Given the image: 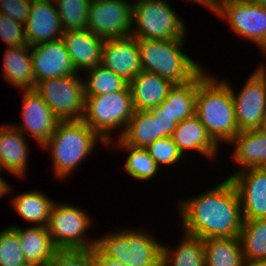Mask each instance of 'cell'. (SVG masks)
Listing matches in <instances>:
<instances>
[{
    "label": "cell",
    "mask_w": 266,
    "mask_h": 266,
    "mask_svg": "<svg viewBox=\"0 0 266 266\" xmlns=\"http://www.w3.org/2000/svg\"><path fill=\"white\" fill-rule=\"evenodd\" d=\"M202 192L177 201L182 232L203 240L239 237L243 217L239 196L230 178Z\"/></svg>",
    "instance_id": "cell-1"
},
{
    "label": "cell",
    "mask_w": 266,
    "mask_h": 266,
    "mask_svg": "<svg viewBox=\"0 0 266 266\" xmlns=\"http://www.w3.org/2000/svg\"><path fill=\"white\" fill-rule=\"evenodd\" d=\"M214 76L206 69L198 74L195 115L213 140L222 146L223 143L228 144L240 131L231 89L223 78Z\"/></svg>",
    "instance_id": "cell-2"
},
{
    "label": "cell",
    "mask_w": 266,
    "mask_h": 266,
    "mask_svg": "<svg viewBox=\"0 0 266 266\" xmlns=\"http://www.w3.org/2000/svg\"><path fill=\"white\" fill-rule=\"evenodd\" d=\"M99 143L108 148V144L82 119L60 120L41 148L50 153L55 178L65 181L82 161L91 157Z\"/></svg>",
    "instance_id": "cell-3"
},
{
    "label": "cell",
    "mask_w": 266,
    "mask_h": 266,
    "mask_svg": "<svg viewBox=\"0 0 266 266\" xmlns=\"http://www.w3.org/2000/svg\"><path fill=\"white\" fill-rule=\"evenodd\" d=\"M137 43L142 70L173 84L187 83L204 69L184 52L185 39H137Z\"/></svg>",
    "instance_id": "cell-4"
},
{
    "label": "cell",
    "mask_w": 266,
    "mask_h": 266,
    "mask_svg": "<svg viewBox=\"0 0 266 266\" xmlns=\"http://www.w3.org/2000/svg\"><path fill=\"white\" fill-rule=\"evenodd\" d=\"M118 229L97 238L96 246L127 266H161L162 245L146 229ZM156 239V240H155Z\"/></svg>",
    "instance_id": "cell-5"
},
{
    "label": "cell",
    "mask_w": 266,
    "mask_h": 266,
    "mask_svg": "<svg viewBox=\"0 0 266 266\" xmlns=\"http://www.w3.org/2000/svg\"><path fill=\"white\" fill-rule=\"evenodd\" d=\"M134 111L127 85L123 90L113 93L86 96L82 120L109 144L114 139L113 133L118 131V138L122 135Z\"/></svg>",
    "instance_id": "cell-6"
},
{
    "label": "cell",
    "mask_w": 266,
    "mask_h": 266,
    "mask_svg": "<svg viewBox=\"0 0 266 266\" xmlns=\"http://www.w3.org/2000/svg\"><path fill=\"white\" fill-rule=\"evenodd\" d=\"M168 1H133L130 36L137 39H186L185 22Z\"/></svg>",
    "instance_id": "cell-7"
},
{
    "label": "cell",
    "mask_w": 266,
    "mask_h": 266,
    "mask_svg": "<svg viewBox=\"0 0 266 266\" xmlns=\"http://www.w3.org/2000/svg\"><path fill=\"white\" fill-rule=\"evenodd\" d=\"M90 213L67 202H55L51 208L47 230L58 249H92L97 239L86 237L94 225Z\"/></svg>",
    "instance_id": "cell-8"
},
{
    "label": "cell",
    "mask_w": 266,
    "mask_h": 266,
    "mask_svg": "<svg viewBox=\"0 0 266 266\" xmlns=\"http://www.w3.org/2000/svg\"><path fill=\"white\" fill-rule=\"evenodd\" d=\"M80 74L40 81L35 91L59 120H79L85 111V83Z\"/></svg>",
    "instance_id": "cell-9"
},
{
    "label": "cell",
    "mask_w": 266,
    "mask_h": 266,
    "mask_svg": "<svg viewBox=\"0 0 266 266\" xmlns=\"http://www.w3.org/2000/svg\"><path fill=\"white\" fill-rule=\"evenodd\" d=\"M226 21L229 30L262 49L266 46V7L247 0H228L214 12Z\"/></svg>",
    "instance_id": "cell-10"
},
{
    "label": "cell",
    "mask_w": 266,
    "mask_h": 266,
    "mask_svg": "<svg viewBox=\"0 0 266 266\" xmlns=\"http://www.w3.org/2000/svg\"><path fill=\"white\" fill-rule=\"evenodd\" d=\"M223 80L231 89L239 131L262 129L266 116L265 77L255 68L239 92L236 91V93L231 87L230 80L227 78Z\"/></svg>",
    "instance_id": "cell-11"
},
{
    "label": "cell",
    "mask_w": 266,
    "mask_h": 266,
    "mask_svg": "<svg viewBox=\"0 0 266 266\" xmlns=\"http://www.w3.org/2000/svg\"><path fill=\"white\" fill-rule=\"evenodd\" d=\"M132 17V1L92 0L87 29L104 39L126 38L131 35Z\"/></svg>",
    "instance_id": "cell-12"
},
{
    "label": "cell",
    "mask_w": 266,
    "mask_h": 266,
    "mask_svg": "<svg viewBox=\"0 0 266 266\" xmlns=\"http://www.w3.org/2000/svg\"><path fill=\"white\" fill-rule=\"evenodd\" d=\"M22 93L21 122L12 124L24 136L29 135L40 146L50 138L56 129L59 118L52 112L47 103L34 90H19Z\"/></svg>",
    "instance_id": "cell-13"
},
{
    "label": "cell",
    "mask_w": 266,
    "mask_h": 266,
    "mask_svg": "<svg viewBox=\"0 0 266 266\" xmlns=\"http://www.w3.org/2000/svg\"><path fill=\"white\" fill-rule=\"evenodd\" d=\"M230 180L239 196L243 220L266 218V167L232 172Z\"/></svg>",
    "instance_id": "cell-14"
},
{
    "label": "cell",
    "mask_w": 266,
    "mask_h": 266,
    "mask_svg": "<svg viewBox=\"0 0 266 266\" xmlns=\"http://www.w3.org/2000/svg\"><path fill=\"white\" fill-rule=\"evenodd\" d=\"M35 86L38 82L78 74L62 39L30 46Z\"/></svg>",
    "instance_id": "cell-15"
},
{
    "label": "cell",
    "mask_w": 266,
    "mask_h": 266,
    "mask_svg": "<svg viewBox=\"0 0 266 266\" xmlns=\"http://www.w3.org/2000/svg\"><path fill=\"white\" fill-rule=\"evenodd\" d=\"M101 64L129 83L142 71L137 38L105 39Z\"/></svg>",
    "instance_id": "cell-16"
},
{
    "label": "cell",
    "mask_w": 266,
    "mask_h": 266,
    "mask_svg": "<svg viewBox=\"0 0 266 266\" xmlns=\"http://www.w3.org/2000/svg\"><path fill=\"white\" fill-rule=\"evenodd\" d=\"M64 34L56 5L32 0L25 24V35L29 46L62 39Z\"/></svg>",
    "instance_id": "cell-17"
},
{
    "label": "cell",
    "mask_w": 266,
    "mask_h": 266,
    "mask_svg": "<svg viewBox=\"0 0 266 266\" xmlns=\"http://www.w3.org/2000/svg\"><path fill=\"white\" fill-rule=\"evenodd\" d=\"M29 144L26 137L12 123L0 124V169L26 179L29 164Z\"/></svg>",
    "instance_id": "cell-18"
},
{
    "label": "cell",
    "mask_w": 266,
    "mask_h": 266,
    "mask_svg": "<svg viewBox=\"0 0 266 266\" xmlns=\"http://www.w3.org/2000/svg\"><path fill=\"white\" fill-rule=\"evenodd\" d=\"M62 40L77 73H82L101 64L104 38L88 29L64 32Z\"/></svg>",
    "instance_id": "cell-19"
},
{
    "label": "cell",
    "mask_w": 266,
    "mask_h": 266,
    "mask_svg": "<svg viewBox=\"0 0 266 266\" xmlns=\"http://www.w3.org/2000/svg\"><path fill=\"white\" fill-rule=\"evenodd\" d=\"M172 138L183 156L187 155V151H195L212 160L220 153V146L208 134L195 114L177 124Z\"/></svg>",
    "instance_id": "cell-20"
},
{
    "label": "cell",
    "mask_w": 266,
    "mask_h": 266,
    "mask_svg": "<svg viewBox=\"0 0 266 266\" xmlns=\"http://www.w3.org/2000/svg\"><path fill=\"white\" fill-rule=\"evenodd\" d=\"M228 145L233 148L232 161L237 167L240 166L234 172L246 168L266 167V131L263 129L240 131Z\"/></svg>",
    "instance_id": "cell-21"
},
{
    "label": "cell",
    "mask_w": 266,
    "mask_h": 266,
    "mask_svg": "<svg viewBox=\"0 0 266 266\" xmlns=\"http://www.w3.org/2000/svg\"><path fill=\"white\" fill-rule=\"evenodd\" d=\"M173 85L168 79L142 70L128 83L134 109L150 110L158 107Z\"/></svg>",
    "instance_id": "cell-22"
},
{
    "label": "cell",
    "mask_w": 266,
    "mask_h": 266,
    "mask_svg": "<svg viewBox=\"0 0 266 266\" xmlns=\"http://www.w3.org/2000/svg\"><path fill=\"white\" fill-rule=\"evenodd\" d=\"M2 77L14 89H35L30 46L6 47L3 55Z\"/></svg>",
    "instance_id": "cell-23"
},
{
    "label": "cell",
    "mask_w": 266,
    "mask_h": 266,
    "mask_svg": "<svg viewBox=\"0 0 266 266\" xmlns=\"http://www.w3.org/2000/svg\"><path fill=\"white\" fill-rule=\"evenodd\" d=\"M20 239L21 249L27 263L46 266L58 248L53 244L46 226H28L25 229L10 225Z\"/></svg>",
    "instance_id": "cell-24"
},
{
    "label": "cell",
    "mask_w": 266,
    "mask_h": 266,
    "mask_svg": "<svg viewBox=\"0 0 266 266\" xmlns=\"http://www.w3.org/2000/svg\"><path fill=\"white\" fill-rule=\"evenodd\" d=\"M13 210L31 226H47L54 200L41 189L30 190L12 196Z\"/></svg>",
    "instance_id": "cell-25"
},
{
    "label": "cell",
    "mask_w": 266,
    "mask_h": 266,
    "mask_svg": "<svg viewBox=\"0 0 266 266\" xmlns=\"http://www.w3.org/2000/svg\"><path fill=\"white\" fill-rule=\"evenodd\" d=\"M177 246L162 245L161 266H205V248L202 238L182 232Z\"/></svg>",
    "instance_id": "cell-26"
},
{
    "label": "cell",
    "mask_w": 266,
    "mask_h": 266,
    "mask_svg": "<svg viewBox=\"0 0 266 266\" xmlns=\"http://www.w3.org/2000/svg\"><path fill=\"white\" fill-rule=\"evenodd\" d=\"M197 90L198 75L187 83L174 84L158 107L180 123L195 114Z\"/></svg>",
    "instance_id": "cell-27"
},
{
    "label": "cell",
    "mask_w": 266,
    "mask_h": 266,
    "mask_svg": "<svg viewBox=\"0 0 266 266\" xmlns=\"http://www.w3.org/2000/svg\"><path fill=\"white\" fill-rule=\"evenodd\" d=\"M205 266H243L245 258L239 237L204 239Z\"/></svg>",
    "instance_id": "cell-28"
},
{
    "label": "cell",
    "mask_w": 266,
    "mask_h": 266,
    "mask_svg": "<svg viewBox=\"0 0 266 266\" xmlns=\"http://www.w3.org/2000/svg\"><path fill=\"white\" fill-rule=\"evenodd\" d=\"M119 139L125 145L147 148L159 139L157 117H153L148 110H135Z\"/></svg>",
    "instance_id": "cell-29"
},
{
    "label": "cell",
    "mask_w": 266,
    "mask_h": 266,
    "mask_svg": "<svg viewBox=\"0 0 266 266\" xmlns=\"http://www.w3.org/2000/svg\"><path fill=\"white\" fill-rule=\"evenodd\" d=\"M112 140L108 144V149L114 147L125 150L129 153L126 161L123 164L125 172L133 179L140 181H150L161 172L156 162L150 157L146 148H137L130 145H125L119 138ZM116 143V145H115Z\"/></svg>",
    "instance_id": "cell-30"
},
{
    "label": "cell",
    "mask_w": 266,
    "mask_h": 266,
    "mask_svg": "<svg viewBox=\"0 0 266 266\" xmlns=\"http://www.w3.org/2000/svg\"><path fill=\"white\" fill-rule=\"evenodd\" d=\"M239 238L245 260L266 261V218L243 220Z\"/></svg>",
    "instance_id": "cell-31"
},
{
    "label": "cell",
    "mask_w": 266,
    "mask_h": 266,
    "mask_svg": "<svg viewBox=\"0 0 266 266\" xmlns=\"http://www.w3.org/2000/svg\"><path fill=\"white\" fill-rule=\"evenodd\" d=\"M85 96H96L123 90L128 82L102 64L85 71Z\"/></svg>",
    "instance_id": "cell-32"
},
{
    "label": "cell",
    "mask_w": 266,
    "mask_h": 266,
    "mask_svg": "<svg viewBox=\"0 0 266 266\" xmlns=\"http://www.w3.org/2000/svg\"><path fill=\"white\" fill-rule=\"evenodd\" d=\"M92 0H57L56 8L64 32L87 29L88 12Z\"/></svg>",
    "instance_id": "cell-33"
},
{
    "label": "cell",
    "mask_w": 266,
    "mask_h": 266,
    "mask_svg": "<svg viewBox=\"0 0 266 266\" xmlns=\"http://www.w3.org/2000/svg\"><path fill=\"white\" fill-rule=\"evenodd\" d=\"M26 263L17 233L7 226L0 232V266H21Z\"/></svg>",
    "instance_id": "cell-34"
},
{
    "label": "cell",
    "mask_w": 266,
    "mask_h": 266,
    "mask_svg": "<svg viewBox=\"0 0 266 266\" xmlns=\"http://www.w3.org/2000/svg\"><path fill=\"white\" fill-rule=\"evenodd\" d=\"M146 149L160 169L162 166L175 167L184 159L183 154L174 144L172 137L158 139L151 143Z\"/></svg>",
    "instance_id": "cell-35"
},
{
    "label": "cell",
    "mask_w": 266,
    "mask_h": 266,
    "mask_svg": "<svg viewBox=\"0 0 266 266\" xmlns=\"http://www.w3.org/2000/svg\"><path fill=\"white\" fill-rule=\"evenodd\" d=\"M0 38L5 43V47L28 44L25 35V25L2 13H0Z\"/></svg>",
    "instance_id": "cell-36"
},
{
    "label": "cell",
    "mask_w": 266,
    "mask_h": 266,
    "mask_svg": "<svg viewBox=\"0 0 266 266\" xmlns=\"http://www.w3.org/2000/svg\"><path fill=\"white\" fill-rule=\"evenodd\" d=\"M46 266H92V249H58Z\"/></svg>",
    "instance_id": "cell-37"
},
{
    "label": "cell",
    "mask_w": 266,
    "mask_h": 266,
    "mask_svg": "<svg viewBox=\"0 0 266 266\" xmlns=\"http://www.w3.org/2000/svg\"><path fill=\"white\" fill-rule=\"evenodd\" d=\"M32 0H0V13L26 24Z\"/></svg>",
    "instance_id": "cell-38"
},
{
    "label": "cell",
    "mask_w": 266,
    "mask_h": 266,
    "mask_svg": "<svg viewBox=\"0 0 266 266\" xmlns=\"http://www.w3.org/2000/svg\"><path fill=\"white\" fill-rule=\"evenodd\" d=\"M148 111L152 114L153 117H157L158 119L159 139L164 137H172L178 123L175 122L167 113L162 112L159 107H155Z\"/></svg>",
    "instance_id": "cell-39"
},
{
    "label": "cell",
    "mask_w": 266,
    "mask_h": 266,
    "mask_svg": "<svg viewBox=\"0 0 266 266\" xmlns=\"http://www.w3.org/2000/svg\"><path fill=\"white\" fill-rule=\"evenodd\" d=\"M92 266H127L117 259L106 256L97 246L92 248Z\"/></svg>",
    "instance_id": "cell-40"
},
{
    "label": "cell",
    "mask_w": 266,
    "mask_h": 266,
    "mask_svg": "<svg viewBox=\"0 0 266 266\" xmlns=\"http://www.w3.org/2000/svg\"><path fill=\"white\" fill-rule=\"evenodd\" d=\"M228 0H196V4L206 7L209 11L214 12L222 3Z\"/></svg>",
    "instance_id": "cell-41"
},
{
    "label": "cell",
    "mask_w": 266,
    "mask_h": 266,
    "mask_svg": "<svg viewBox=\"0 0 266 266\" xmlns=\"http://www.w3.org/2000/svg\"><path fill=\"white\" fill-rule=\"evenodd\" d=\"M3 174L4 173V171H2L1 169H0V174ZM12 186H11V184H9L8 182H7V180H5V179H3V177L0 175V199L2 198V197H4V196H7V195H9L11 192V190H12V188H11Z\"/></svg>",
    "instance_id": "cell-42"
},
{
    "label": "cell",
    "mask_w": 266,
    "mask_h": 266,
    "mask_svg": "<svg viewBox=\"0 0 266 266\" xmlns=\"http://www.w3.org/2000/svg\"><path fill=\"white\" fill-rule=\"evenodd\" d=\"M261 51V54L264 53V57H265V54H266V46L263 47L262 49H260ZM266 79V62L264 63H259V66H257L256 68Z\"/></svg>",
    "instance_id": "cell-43"
},
{
    "label": "cell",
    "mask_w": 266,
    "mask_h": 266,
    "mask_svg": "<svg viewBox=\"0 0 266 266\" xmlns=\"http://www.w3.org/2000/svg\"><path fill=\"white\" fill-rule=\"evenodd\" d=\"M243 266H266L265 260H245Z\"/></svg>",
    "instance_id": "cell-44"
},
{
    "label": "cell",
    "mask_w": 266,
    "mask_h": 266,
    "mask_svg": "<svg viewBox=\"0 0 266 266\" xmlns=\"http://www.w3.org/2000/svg\"><path fill=\"white\" fill-rule=\"evenodd\" d=\"M250 3L259 4L266 7V0H247Z\"/></svg>",
    "instance_id": "cell-45"
},
{
    "label": "cell",
    "mask_w": 266,
    "mask_h": 266,
    "mask_svg": "<svg viewBox=\"0 0 266 266\" xmlns=\"http://www.w3.org/2000/svg\"><path fill=\"white\" fill-rule=\"evenodd\" d=\"M37 1L47 2V3H51V4H56L57 3V0H37Z\"/></svg>",
    "instance_id": "cell-46"
},
{
    "label": "cell",
    "mask_w": 266,
    "mask_h": 266,
    "mask_svg": "<svg viewBox=\"0 0 266 266\" xmlns=\"http://www.w3.org/2000/svg\"><path fill=\"white\" fill-rule=\"evenodd\" d=\"M21 266H41V265H38V264H35V263H26V264L21 265Z\"/></svg>",
    "instance_id": "cell-47"
},
{
    "label": "cell",
    "mask_w": 266,
    "mask_h": 266,
    "mask_svg": "<svg viewBox=\"0 0 266 266\" xmlns=\"http://www.w3.org/2000/svg\"><path fill=\"white\" fill-rule=\"evenodd\" d=\"M262 129H263L264 131H266V116H265V120H264V124H263V126H262Z\"/></svg>",
    "instance_id": "cell-48"
},
{
    "label": "cell",
    "mask_w": 266,
    "mask_h": 266,
    "mask_svg": "<svg viewBox=\"0 0 266 266\" xmlns=\"http://www.w3.org/2000/svg\"><path fill=\"white\" fill-rule=\"evenodd\" d=\"M183 1H184V0H183ZM185 1H187V2L189 1V2H192V3H193V2L196 3V0H185Z\"/></svg>",
    "instance_id": "cell-49"
}]
</instances>
